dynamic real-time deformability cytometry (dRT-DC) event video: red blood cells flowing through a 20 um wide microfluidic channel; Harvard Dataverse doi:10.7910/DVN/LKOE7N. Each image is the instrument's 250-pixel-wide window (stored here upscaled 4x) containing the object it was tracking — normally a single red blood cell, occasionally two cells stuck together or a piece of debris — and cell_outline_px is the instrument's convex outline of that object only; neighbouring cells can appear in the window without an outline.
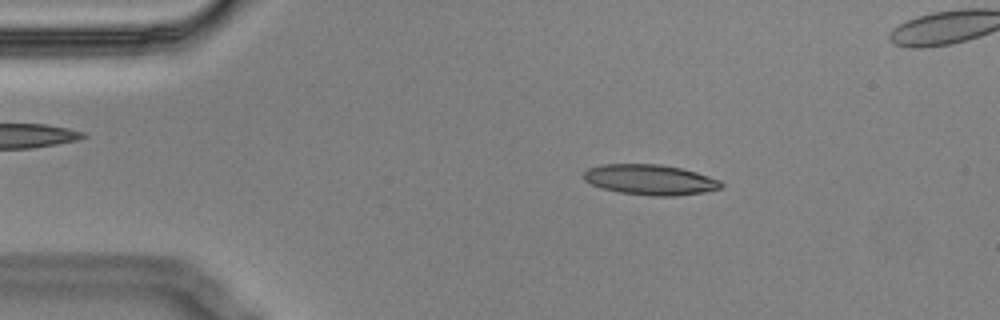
{"species": "Egyptian fruit bat (a non-hibernating species)", "species_latin": "Rousettus aegyptiacus", "temperature_condition": "cold", "stored_images_in_passage": 6, "camera_frame_rate_fps": 3000, "um_per_image_px": 0.085, "animal": {"sex": "male"}, "frame": {"image": 1, "passage_image": 3, "time_ms": 0.667, "image_size_px": [1000, 320], "cell_outline_px": [[724, 184], [720, 188], [704, 192], [676, 196], [652, 196], [620, 192], [604, 188], [592, 184], [584, 180], [584, 172], [588, 168], [600, 164], [660, 164], [680, 168], [696, 172], [720, 180]], "centroid_in_image_um": [55.27, 15.27], "position_along_channel_um": 29.7, "area_um2": 24.22}}